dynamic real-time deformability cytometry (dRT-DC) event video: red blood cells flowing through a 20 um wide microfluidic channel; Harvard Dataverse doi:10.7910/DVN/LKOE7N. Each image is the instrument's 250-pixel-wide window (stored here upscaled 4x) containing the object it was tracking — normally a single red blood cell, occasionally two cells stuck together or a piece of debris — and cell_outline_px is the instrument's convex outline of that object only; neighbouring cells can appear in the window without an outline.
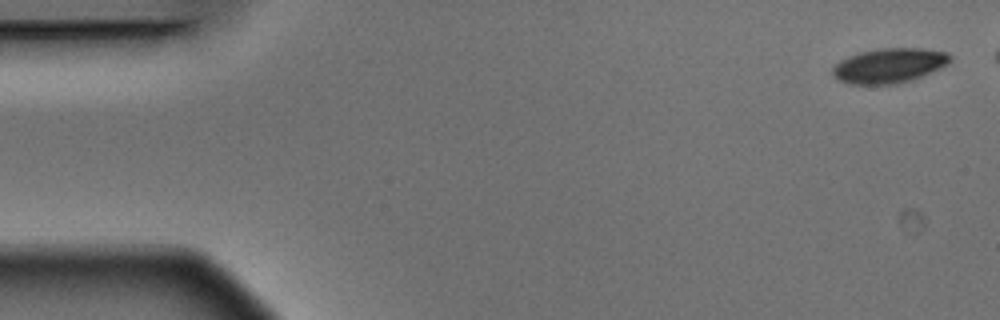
{"species": "Egyptian fruit bat (a non-hibernating species)", "species_latin": "Rousettus aegyptiacus", "temperature_condition": "warm", "stored_images_in_passage": 5, "camera_frame_rate_fps": 3000, "um_per_image_px": 0.085, "animal": {"sex": "male"}, "frame": {"image": 1, "passage_image": 1, "time_ms": 0.0, "image_size_px": [1000, 320], "cell_outline_px": [[952, 60], [948, 64], [940, 68], [912, 80], [896, 84], [848, 84], [840, 80], [832, 72], [832, 68], [840, 60], [848, 56], [860, 52], [880, 48], [920, 48], [948, 52], [952, 56]], "centroid_in_image_um": [75.61, 5.57], "position_along_channel_um": 9.4, "area_um2": 23.81}}